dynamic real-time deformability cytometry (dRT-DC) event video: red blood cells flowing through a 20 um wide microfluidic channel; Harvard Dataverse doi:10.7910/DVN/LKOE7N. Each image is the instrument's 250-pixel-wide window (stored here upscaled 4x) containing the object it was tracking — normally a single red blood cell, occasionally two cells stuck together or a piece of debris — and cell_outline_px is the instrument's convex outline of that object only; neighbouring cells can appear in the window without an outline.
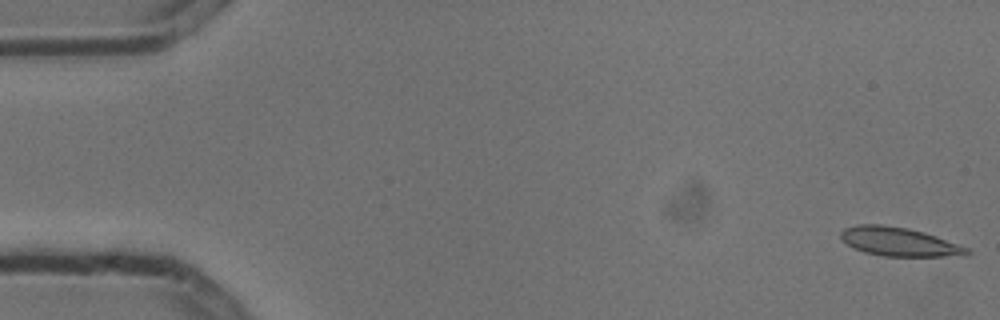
{"species": "common noctule bat (a hibernating species)", "species_latin": "Nyctalus noctula", "temperature_condition": "cold", "stored_images_in_passage": 8, "camera_frame_rate_fps": 3000, "um_per_image_px": 0.085, "animal": {"sex": "male", "body_mass_g": 13.3}, "frame": {"image": 1, "passage_image": 1, "time_ms": 0.0, "image_size_px": [1000, 320], "cell_outline_px": [[972, 252], [968, 256], [884, 256], [864, 252], [848, 244], [840, 236], [840, 232], [844, 228], [856, 224], [880, 224], [908, 228], [924, 232], [936, 236], [968, 248]], "centroid_in_image_um": [76.45, 20.55], "position_along_channel_um": 8.6, "area_um2": 21.1}}
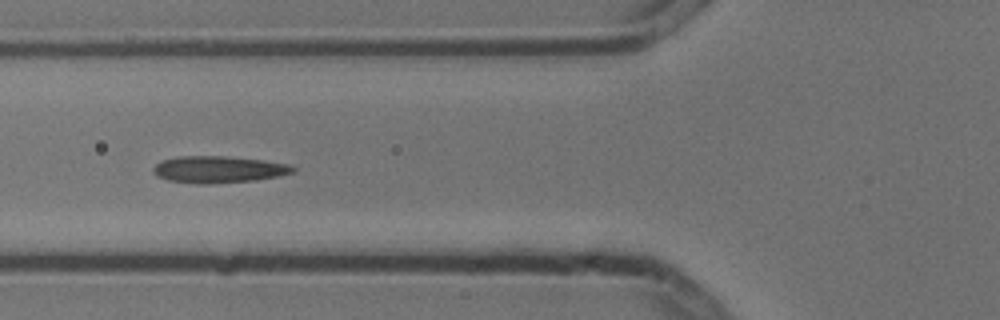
{"frame": {"image": 2, "passage_image": 6, "time_ms": 1.667, "image_size_px": [1000, 320], "cell_outline_px": [[296, 172], [256, 180], [212, 184], [196, 184], [168, 180], [156, 176], [152, 172], [152, 168], [156, 164], [164, 160], [180, 156], [224, 156], [264, 160], [288, 164], [296, 168]], "centroid_in_image_um": [18.57, 14.41], "position_along_channel_um": 107.2, "area_um2": 21.91}}
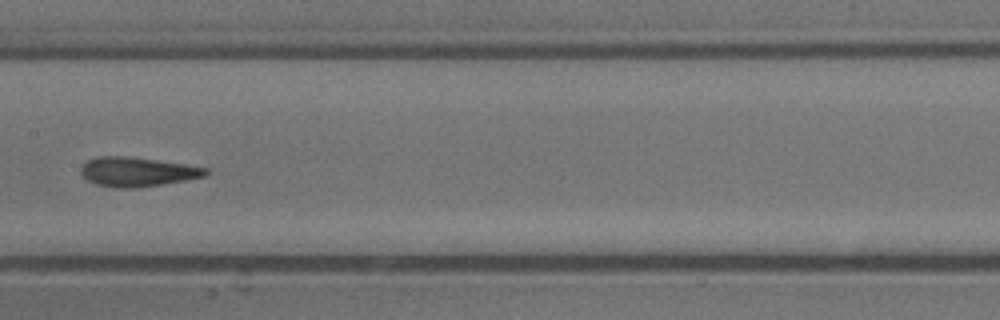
{"frame": {"image": 3, "passage_image": 8, "time_ms": 2.333, "image_size_px": [1000, 320], "cell_outline_px": [[208, 172], [204, 176], [184, 180], [136, 188], [116, 188], [96, 184], [88, 180], [80, 172], [80, 168], [88, 160], [96, 156], [128, 156], [184, 164], [208, 168]], "centroid_in_image_um": [11.63, 14.6], "position_along_channel_um": 195.8, "area_um2": 21.1}}